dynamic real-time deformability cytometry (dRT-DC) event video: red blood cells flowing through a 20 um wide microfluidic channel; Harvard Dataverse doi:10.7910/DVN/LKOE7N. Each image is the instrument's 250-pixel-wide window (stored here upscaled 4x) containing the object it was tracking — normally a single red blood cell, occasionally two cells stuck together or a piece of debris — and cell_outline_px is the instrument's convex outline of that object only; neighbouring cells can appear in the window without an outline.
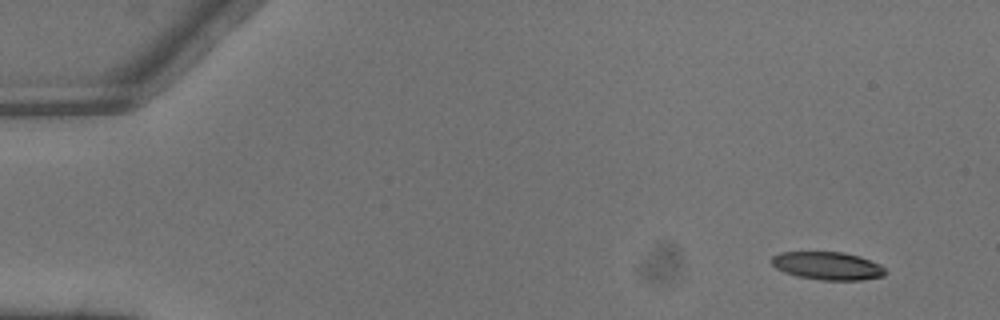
{"species": "common noctule bat (a hibernating species)", "species_latin": "Nyctalus noctula", "temperature_condition": "warm", "stored_images_in_passage": 4, "camera_frame_rate_fps": 3000, "um_per_image_px": 0.085, "animal": {"sex": "male", "body_mass_g": 13.3}, "frame": {"image": 1, "passage_image": 1, "time_ms": 0.0, "image_size_px": [1000, 320], "cell_outline_px": [[888, 272], [884, 276], [860, 280], [820, 280], [796, 276], [784, 272], [776, 268], [772, 264], [772, 256], [780, 252], [844, 252], [860, 256], [880, 264]], "centroid_in_image_um": [70.36, 22.59], "position_along_channel_um": 14.6, "area_um2": 18.67}}
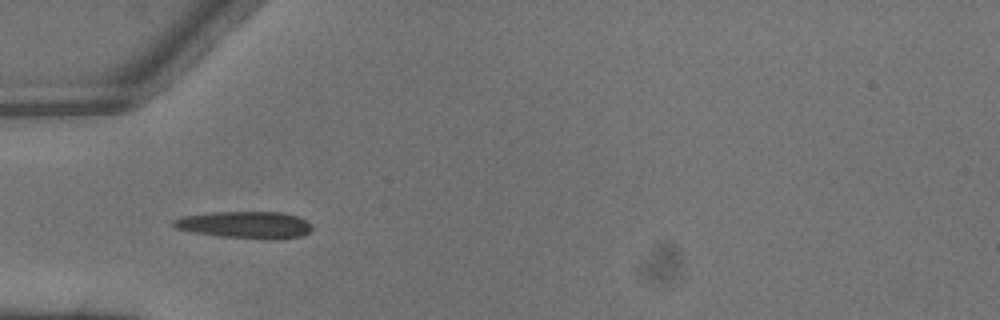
{"frame": {"image": 2, "passage_image": 4, "time_ms": 1.0, "image_size_px": [1000, 320], "cell_outline_px": [[312, 228], [304, 236], [272, 240], [264, 240], [220, 236], [196, 232], [176, 228], [172, 224], [172, 220], [180, 216], [208, 212], [284, 212], [300, 216], [312, 224]], "centroid_in_image_um": [20.89, 19.11], "position_along_channel_um": 64.1, "area_um2": 22.2}}